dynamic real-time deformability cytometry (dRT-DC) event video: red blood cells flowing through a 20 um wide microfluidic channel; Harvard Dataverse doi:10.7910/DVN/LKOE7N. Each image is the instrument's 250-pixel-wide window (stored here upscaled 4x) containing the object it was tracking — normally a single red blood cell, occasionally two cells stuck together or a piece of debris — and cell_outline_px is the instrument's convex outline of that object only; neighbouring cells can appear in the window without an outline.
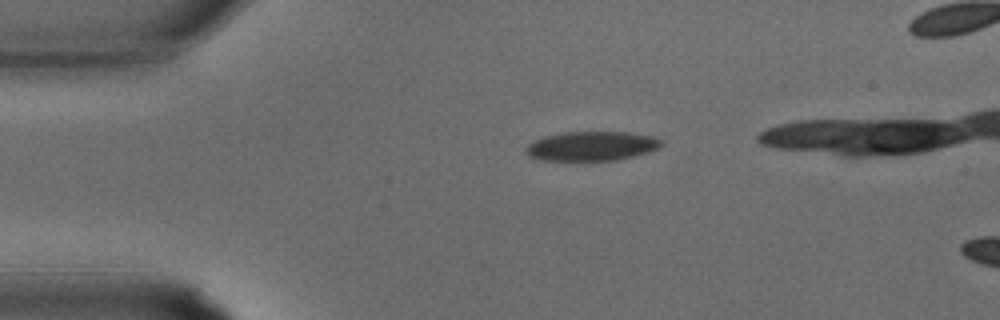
{"species": "common noctule bat (a hibernating species)", "species_latin": "Nyctalus noctula", "temperature_condition": "warm", "stored_images_in_passage": 4, "camera_frame_rate_fps": 3000, "um_per_image_px": 0.085, "animal": {"sex": "male", "body_mass_g": 15.6}, "frame": {"image": 1, "passage_image": 1, "time_ms": 0.0, "image_size_px": [1000, 320], "cell_outline_px": [[664, 144], [648, 152], [616, 160], [544, 160], [528, 156], [528, 144], [544, 136], [564, 132], [628, 132], [652, 136], [664, 140]], "centroid_in_image_um": [50.33, 12.4], "position_along_channel_um": 34.7, "area_um2": 22.89}}